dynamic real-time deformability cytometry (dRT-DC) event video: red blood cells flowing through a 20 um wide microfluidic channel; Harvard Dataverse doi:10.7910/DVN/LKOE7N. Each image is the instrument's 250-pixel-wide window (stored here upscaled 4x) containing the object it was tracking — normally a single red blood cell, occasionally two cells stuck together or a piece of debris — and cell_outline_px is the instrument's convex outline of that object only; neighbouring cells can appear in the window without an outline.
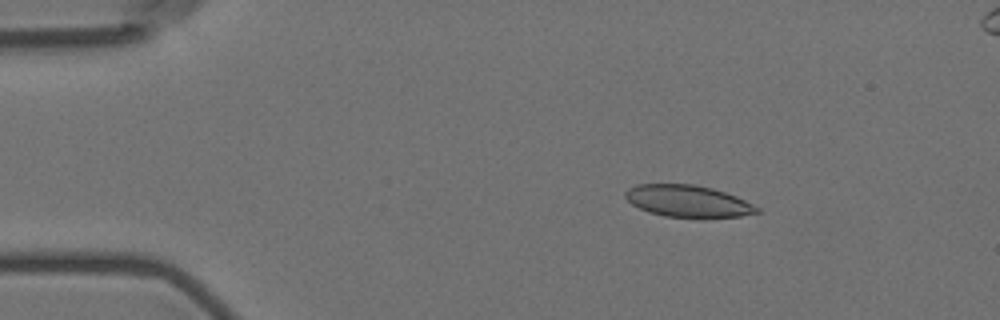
{"species": "Egyptian fruit bat (a non-hibernating species)", "species_latin": "Rousettus aegyptiacus", "temperature_condition": "room temperature", "stored_images_in_passage": 15, "segment_of_instrument_passage": [1, 2], "camera_frame_rate_fps": 3000, "um_per_image_px": 0.085, "animal": {"sex": "female"}, "frame": {"image": 1, "passage_image": 2, "time_ms": 1.333, "image_size_px": [1000, 320], "cell_outline_px": [[760, 212], [740, 216], [704, 220], [664, 216], [648, 212], [632, 204], [624, 196], [624, 192], [628, 188], [636, 184], [696, 184], [712, 188], [736, 196], [760, 208]], "centroid_in_image_um": [58.48, 17.13], "position_along_channel_um": 26.5, "area_um2": 25.14}}
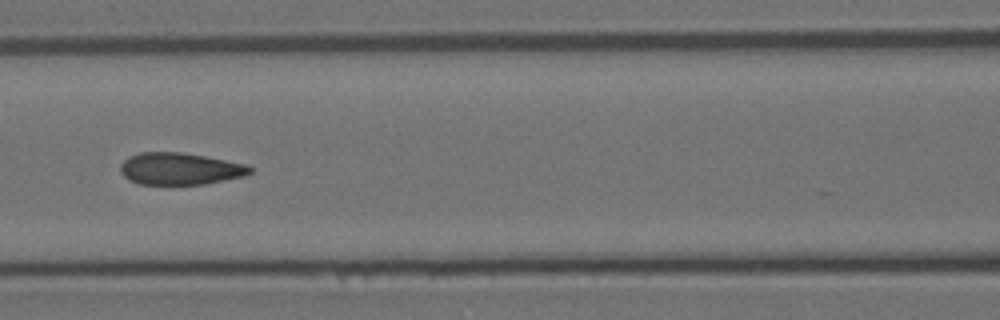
{"frame": {"image": 2, "passage_image": 6, "time_ms": 6.667, "image_size_px": [1000, 320], "cell_outline_px": [[252, 172], [244, 176], [204, 184], [140, 184], [128, 180], [120, 172], [120, 164], [128, 156], [140, 152], [180, 152], [204, 156], [248, 164], [252, 168]], "centroid_in_image_um": [15.28, 14.34], "position_along_channel_um": 151.3, "area_um2": 24.22}}
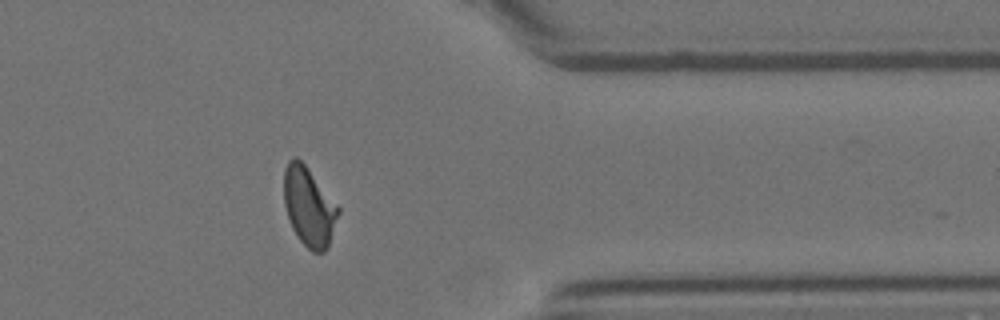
{"frame": {"image": 3, "passage_image": 12, "time_ms": 13.667, "image_size_px": [1000, 320], "cell_outline_px": [[340, 212], [328, 248], [324, 252], [312, 252], [300, 240], [292, 228], [284, 204], [284, 168], [288, 160], [292, 156], [296, 156], [304, 164], [340, 208]], "centroid_in_image_um": [26.26, 17.57], "position_along_channel_um": 385.1, "area_um2": 24.91}}